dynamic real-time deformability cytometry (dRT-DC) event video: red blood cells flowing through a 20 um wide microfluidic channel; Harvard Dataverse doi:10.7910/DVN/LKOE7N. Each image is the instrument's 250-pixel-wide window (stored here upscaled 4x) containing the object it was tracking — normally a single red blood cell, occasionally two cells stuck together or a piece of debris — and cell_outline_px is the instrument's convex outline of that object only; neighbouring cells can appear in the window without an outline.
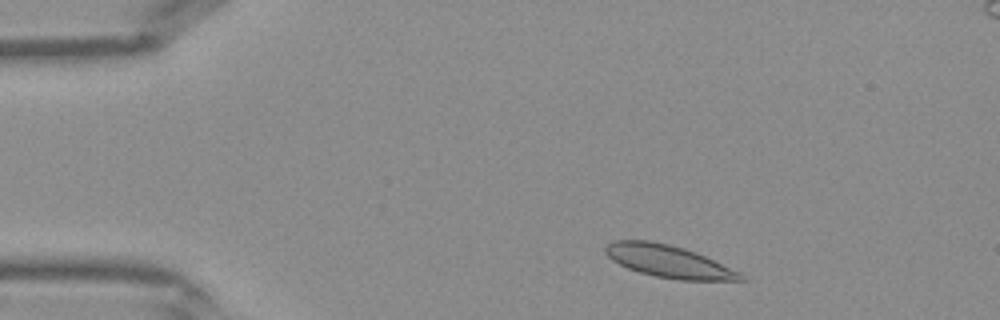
{"species": "Egyptian fruit bat (a non-hibernating species)", "species_latin": "Rousettus aegyptiacus", "temperature_condition": "warm", "stored_images_in_passage": 38, "camera_frame_rate_fps": 3000, "um_per_image_px": 0.085, "frame": {"image": 1, "passage_image": 3, "time_ms": 0.667, "image_size_px": [1000, 320], "cell_outline_px": [[748, 280], [680, 280], [656, 276], [640, 272], [628, 268], [612, 260], [604, 252], [604, 248], [612, 240], [652, 240], [684, 248], [696, 252], [740, 272]], "centroid_in_image_um": [56.82, 22.2], "position_along_channel_um": 28.2, "area_um2": 25.37}}
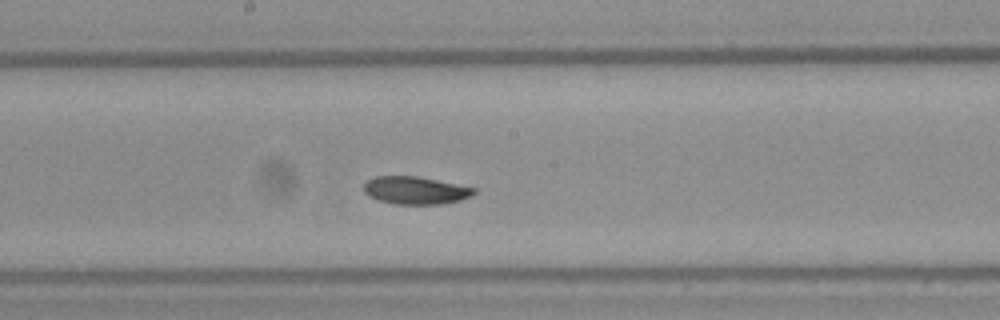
{"frame": {"image": 2, "passage_image": 18, "time_ms": 5.667, "image_size_px": [1000, 320], "cell_outline_px": [[476, 192], [472, 196], [460, 200], [440, 204], [396, 204], [380, 200], [368, 196], [364, 192], [364, 184], [368, 180], [376, 176], [416, 176], [476, 188]], "centroid_in_image_um": [35.31, 16.18], "position_along_channel_um": 212.9, "area_um2": 17.63}}
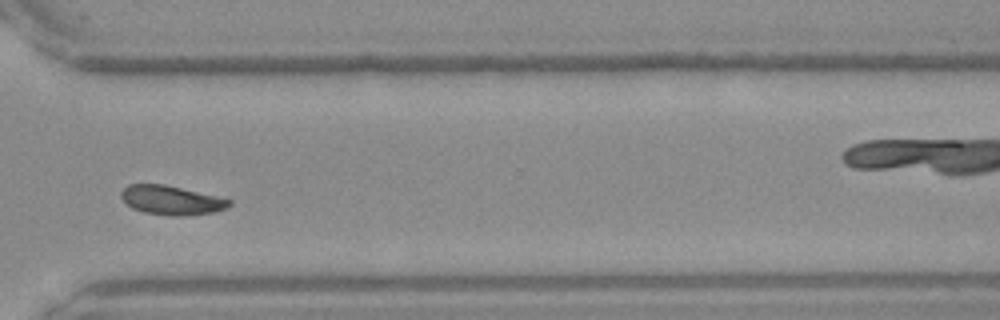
{"frame": {"image": 3, "passage_image": 27, "time_ms": 8.667, "image_size_px": [1000, 320], "cell_outline_px": [[232, 204], [216, 212], [180, 216], [172, 216], [144, 212], [132, 208], [120, 196], [120, 192], [128, 184], [164, 184], [216, 196], [232, 200]], "centroid_in_image_um": [14.56, 17.01], "position_along_channel_um": 356.0, "area_um2": 18.21}}